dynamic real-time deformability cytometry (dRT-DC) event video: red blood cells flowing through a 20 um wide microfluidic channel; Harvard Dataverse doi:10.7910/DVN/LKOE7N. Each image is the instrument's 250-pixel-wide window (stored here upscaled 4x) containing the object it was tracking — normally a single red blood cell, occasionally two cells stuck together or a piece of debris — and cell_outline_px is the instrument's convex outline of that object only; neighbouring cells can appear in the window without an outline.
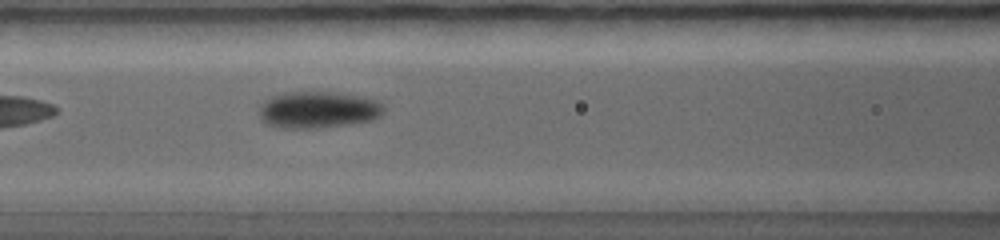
{"species": "common noctule bat (a hibernating species)", "species_latin": "Nyctalus noctula", "temperature_condition": "warm", "stored_images_in_passage": 7, "camera_frame_rate_fps": 5000, "um_per_image_px": 0.085, "animal": {"sex": "female", "body_mass_g": 19.0, "forearm_length_mm": 56.7}, "frame": {"image": 1, "passage_image": 6, "time_ms": 2.4, "image_size_px": [1000, 240], "cell_outline_px": [[384, 112], [380, 116], [372, 120], [352, 124], [312, 128], [284, 128], [268, 124], [260, 116], [260, 108], [264, 100], [272, 96], [284, 92], [332, 92], [356, 96], [376, 100], [384, 104]], "centroid_in_image_um": [27.06, 9.33], "position_along_channel_um": 139.5, "area_um2": 26.47}}
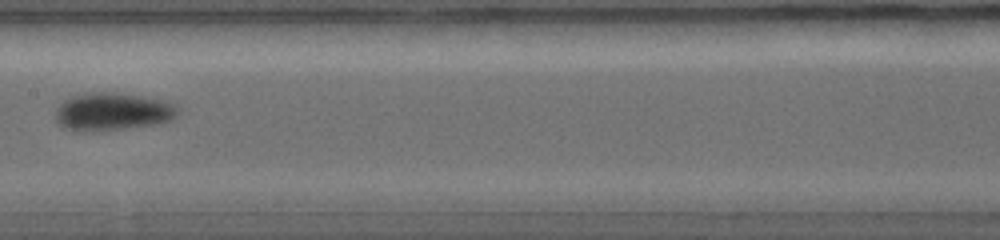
{"frame": {"image": 2, "passage_image": 7, "time_ms": 3.4, "image_size_px": [1000, 240], "cell_outline_px": [[180, 108], [176, 116], [168, 120], [156, 124], [120, 128], [72, 128], [60, 124], [56, 120], [56, 108], [64, 100], [72, 96], [84, 92], [112, 92], [160, 100], [172, 104]], "centroid_in_image_um": [9.58, 9.43], "position_along_channel_um": 197.8, "area_um2": 25.55}}